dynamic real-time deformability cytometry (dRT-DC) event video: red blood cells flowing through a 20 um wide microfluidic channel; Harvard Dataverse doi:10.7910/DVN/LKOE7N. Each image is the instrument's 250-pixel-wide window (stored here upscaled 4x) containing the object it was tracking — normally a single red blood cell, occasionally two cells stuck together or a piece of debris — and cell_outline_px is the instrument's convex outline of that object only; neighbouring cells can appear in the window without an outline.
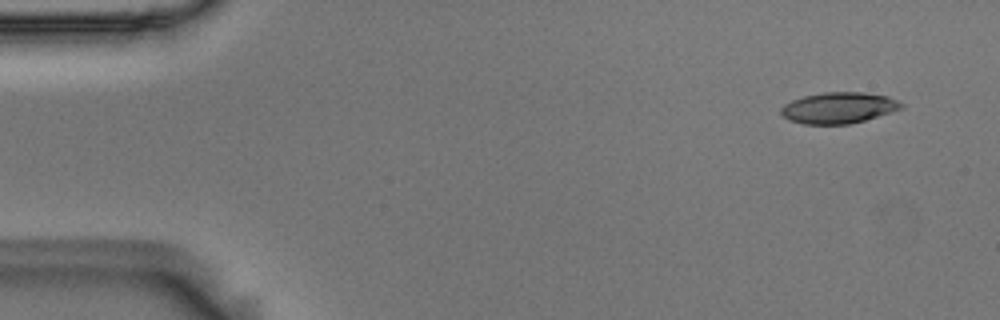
{"species": "Egyptian fruit bat (a non-hibernating species)", "species_latin": "Rousettus aegyptiacus", "temperature_condition": "room temperature", "stored_images_in_passage": 6, "camera_frame_rate_fps": 3000, "um_per_image_px": 0.085, "animal": {"sex": "male"}, "frame": {"image": 1, "passage_image": 1, "time_ms": 0.0, "image_size_px": [1000, 320], "cell_outline_px": [[904, 108], [864, 120], [848, 124], [804, 124], [788, 120], [780, 112], [780, 108], [784, 104], [792, 100], [804, 96], [824, 92], [864, 92], [888, 96], [904, 104]], "centroid_in_image_um": [71.28, 9.16], "position_along_channel_um": 13.7, "area_um2": 21.79}}
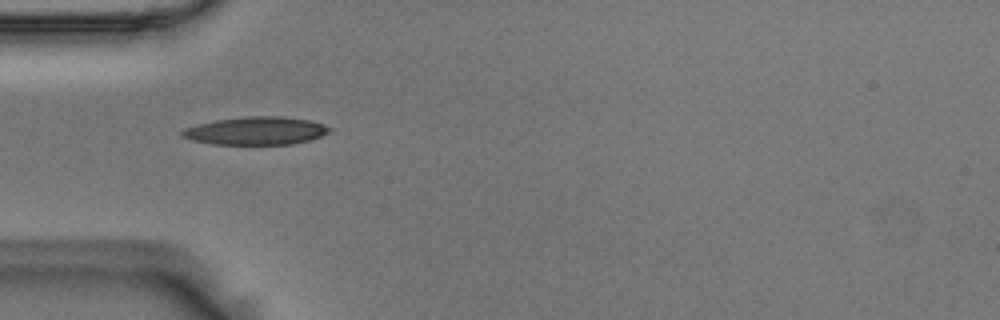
{"frame": {"image": 2, "passage_image": 5, "time_ms": 1.333, "image_size_px": [1000, 320], "cell_outline_px": [[332, 132], [308, 140], [292, 144], [212, 144], [192, 140], [180, 136], [180, 132], [184, 128], [216, 120], [244, 116], [280, 116], [308, 120], [324, 124], [332, 128]], "centroid_in_image_um": [21.76, 11.11], "position_along_channel_um": 63.2, "area_um2": 23.99}}
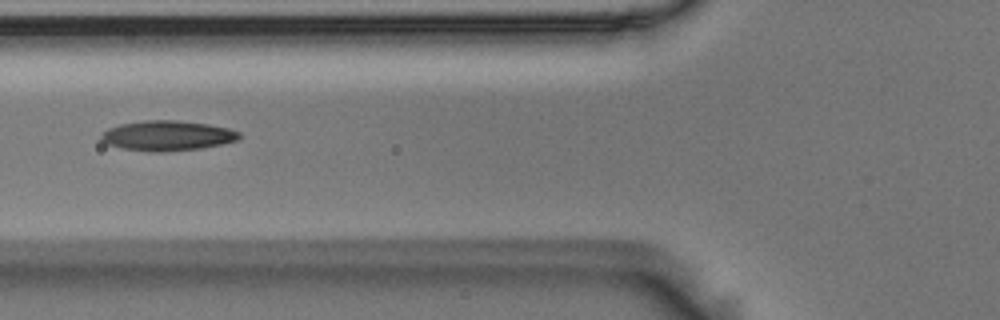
{"frame": {"image": 3, "passage_image": 6, "time_ms": 1.667, "image_size_px": [1000, 320], "cell_outline_px": [[240, 140], [224, 144], [200, 148], [160, 152], [152, 152], [120, 148], [108, 144], [100, 136], [108, 128], [120, 124], [144, 120], [176, 120], [208, 124], [228, 128], [240, 132]], "centroid_in_image_um": [14.26, 11.53], "position_along_channel_um": 111.5, "area_um2": 24.16}}